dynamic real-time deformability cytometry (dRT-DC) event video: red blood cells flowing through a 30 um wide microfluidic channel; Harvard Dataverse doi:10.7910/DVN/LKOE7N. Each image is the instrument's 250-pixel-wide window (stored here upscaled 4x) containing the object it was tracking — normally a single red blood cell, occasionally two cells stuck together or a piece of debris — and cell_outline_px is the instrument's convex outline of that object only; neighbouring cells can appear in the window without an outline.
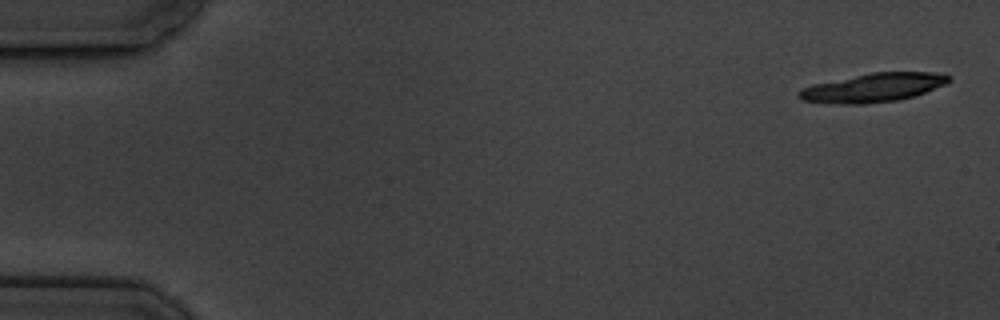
{"species": "common noctule bat (a hibernating species)", "species_latin": "Nyctalus noctula", "temperature_condition": "cold", "stored_images_in_passage": 16, "camera_frame_rate_fps": 3000, "um_per_image_px": 0.085, "animal": {"sex": "male", "body_mass_g": 19.5, "forearm_length_mm": 54.6}, "frame": {"image": 1, "passage_image": 1, "time_ms": 0.0, "image_size_px": [1000, 320], "cell_outline_px": [[952, 80], [948, 84], [916, 96], [900, 100], [864, 104], [832, 104], [800, 100], [796, 96], [796, 92], [812, 84], [872, 72], [932, 72], [948, 76]], "centroid_in_image_um": [74.22, 7.46], "position_along_channel_um": 10.8, "area_um2": 25.49}}
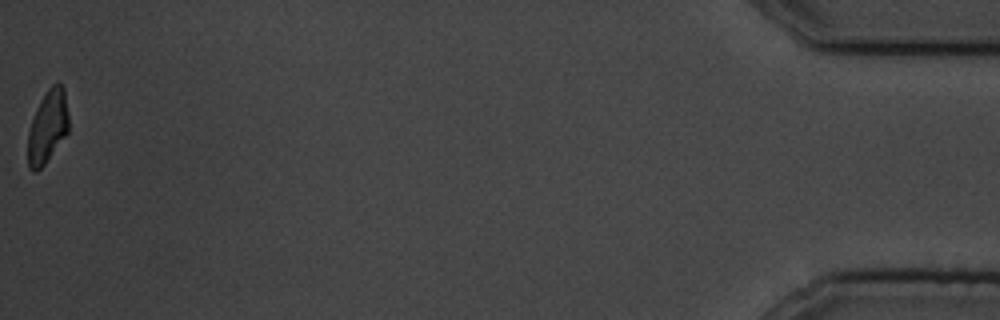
{"frame": {"image": 2, "passage_image": 16, "time_ms": 18.667, "image_size_px": [1000, 320], "cell_outline_px": [[68, 132], [44, 164], [36, 172], [32, 172], [28, 168], [28, 132], [36, 108], [40, 100], [48, 88], [52, 84], [60, 84], [64, 88], [68, 112]], "centroid_in_image_um": [4.04, 10.77], "position_along_channel_um": 431.2, "area_um2": 17.17}}